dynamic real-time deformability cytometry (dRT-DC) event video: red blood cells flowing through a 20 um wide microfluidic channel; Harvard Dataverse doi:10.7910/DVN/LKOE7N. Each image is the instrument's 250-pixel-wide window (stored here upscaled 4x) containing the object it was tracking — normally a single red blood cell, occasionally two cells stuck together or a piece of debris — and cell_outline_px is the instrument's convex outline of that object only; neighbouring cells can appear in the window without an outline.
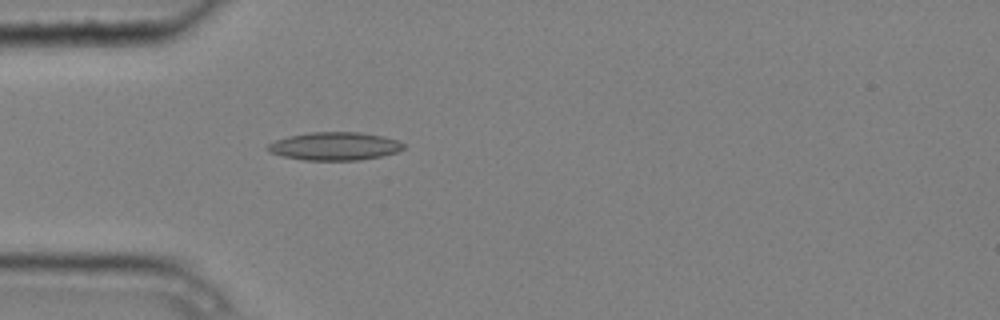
{"species": "common noctule bat (a hibernating species)", "species_latin": "Nyctalus noctula", "temperature_condition": "cold", "stored_images_in_passage": 1, "camera_frame_rate_fps": 3000, "um_per_image_px": 0.085, "animal": {"sex": "male", "body_mass_g": 20.4}, "frame": {"image": 1, "passage_image": 1, "time_ms": 0.0, "image_size_px": [1000, 320], "cell_outline_px": [[404, 148], [396, 152], [380, 156], [360, 160], [304, 160], [284, 156], [268, 152], [264, 148], [268, 144], [276, 140], [288, 136], [308, 132], [360, 132], [380, 136], [396, 140], [404, 144]], "centroid_in_image_um": [28.39, 12.42], "position_along_channel_um": 56.6, "area_um2": 22.14}}